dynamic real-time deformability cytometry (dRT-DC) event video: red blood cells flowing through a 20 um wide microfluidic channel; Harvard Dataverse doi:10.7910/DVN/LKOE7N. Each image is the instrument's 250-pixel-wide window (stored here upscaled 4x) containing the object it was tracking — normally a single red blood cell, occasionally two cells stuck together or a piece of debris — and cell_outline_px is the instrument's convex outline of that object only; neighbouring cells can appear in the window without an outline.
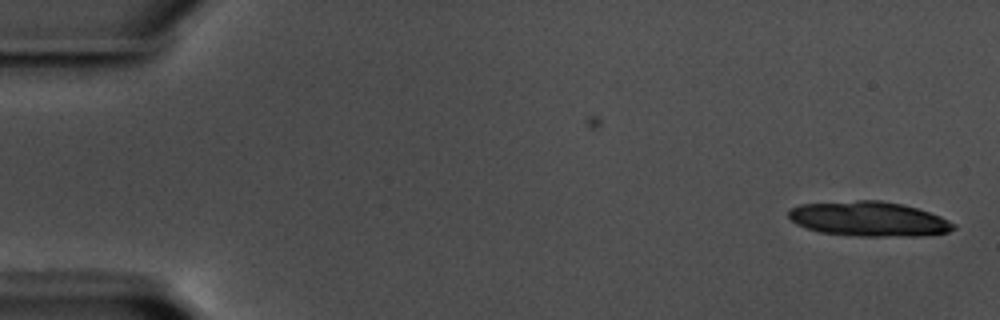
{"species": "common noctule bat (a hibernating species)", "species_latin": "Nyctalus noctula", "temperature_condition": "warm", "stored_images_in_passage": 17, "camera_frame_rate_fps": 3000, "um_per_image_px": 0.085, "animal": {"sex": "male", "body_mass_g": 17.5, "forearm_length_mm": 52.3}, "frame": {"image": 1, "passage_image": 1, "time_ms": 0.0, "image_size_px": [1000, 320], "cell_outline_px": [[956, 228], [948, 232], [920, 236], [856, 236], [820, 232], [796, 224], [788, 216], [788, 208], [800, 204], [856, 200], [880, 200], [900, 204], [916, 208], [940, 216], [956, 224]], "centroid_in_image_um": [73.83, 18.61], "position_along_channel_um": 11.2, "area_um2": 33.41}}